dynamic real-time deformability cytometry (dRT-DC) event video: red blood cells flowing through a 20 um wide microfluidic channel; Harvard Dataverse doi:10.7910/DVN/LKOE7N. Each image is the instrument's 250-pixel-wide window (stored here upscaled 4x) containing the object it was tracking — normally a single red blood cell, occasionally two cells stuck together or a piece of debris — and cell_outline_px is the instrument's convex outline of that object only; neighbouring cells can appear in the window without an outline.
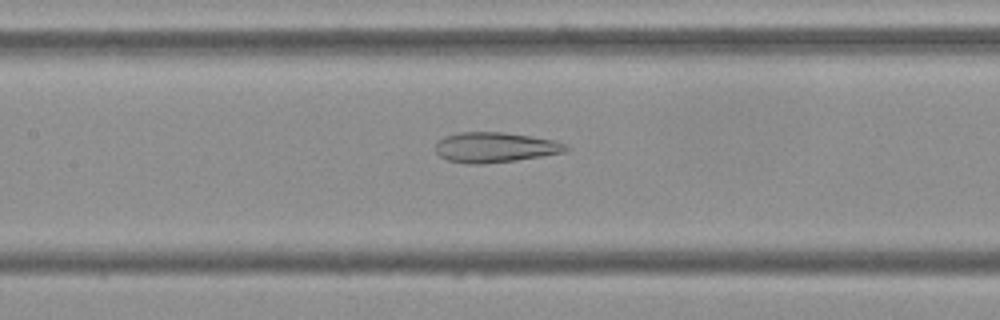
{"species": "Egyptian fruit bat (a non-hibernating species)", "species_latin": "Rousettus aegyptiacus", "temperature_condition": "cold", "stored_images_in_passage": 53, "camera_frame_rate_fps": 3000, "um_per_image_px": 0.085, "frame": {"image": 1, "passage_image": 24, "time_ms": 7.667, "image_size_px": [1000, 320], "cell_outline_px": [[572, 148], [564, 152], [516, 160], [484, 164], [468, 164], [448, 160], [440, 156], [436, 152], [436, 144], [444, 136], [460, 132], [504, 132], [532, 136], [556, 140]], "centroid_in_image_um": [42.09, 12.52], "position_along_channel_um": 165.3, "area_um2": 22.95}}
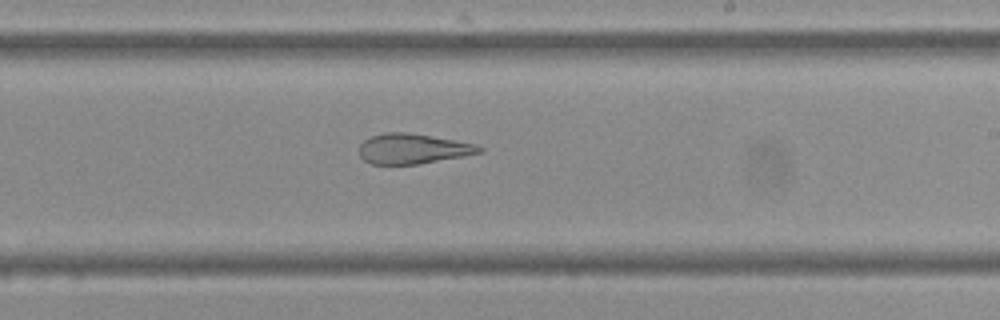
{"frame": {"image": 2, "passage_image": 31, "time_ms": 10.0, "image_size_px": [1000, 320], "cell_outline_px": [[484, 152], [464, 156], [416, 164], [372, 164], [364, 160], [360, 156], [360, 144], [364, 140], [372, 136], [384, 132], [408, 132], [456, 140], [476, 144], [484, 148]], "centroid_in_image_um": [35.11, 12.63], "position_along_channel_um": 253.9, "area_um2": 21.1}}
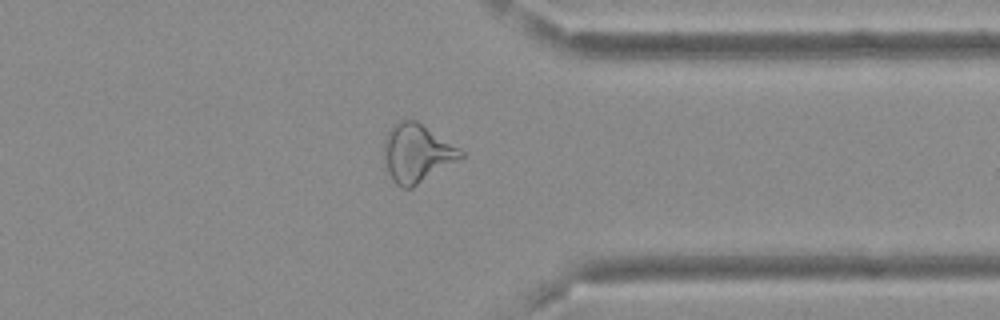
{"frame": {"image": 3, "passage_image": 41, "time_ms": 13.333, "image_size_px": [1000, 320], "cell_outline_px": [[464, 156], [412, 188], [404, 188], [396, 184], [392, 180], [388, 172], [384, 156], [384, 140], [392, 124], [400, 120], [416, 120], [464, 152]], "centroid_in_image_um": [35.4, 13.02], "position_along_channel_um": 376.0, "area_um2": 25.61}, "authors_computed_cell_mechanics": {"area_um2": 27.3394, "velocity_mm_per_s": 3.8176, "shape_relaxation_time_tau1_ms": null, "shape_relaxation_time_tau2_ms": 2.0653, "deformation_change_tau1": null, "deformation_change_tau2": 0.1279}}